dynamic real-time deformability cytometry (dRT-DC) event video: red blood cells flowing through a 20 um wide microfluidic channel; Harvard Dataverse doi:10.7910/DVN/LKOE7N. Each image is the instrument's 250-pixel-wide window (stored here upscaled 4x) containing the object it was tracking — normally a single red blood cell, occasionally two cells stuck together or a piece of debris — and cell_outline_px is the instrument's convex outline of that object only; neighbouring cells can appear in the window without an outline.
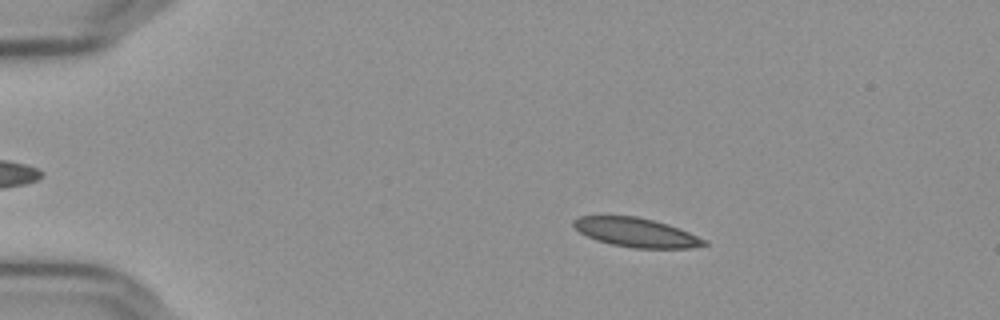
{"species": "Egyptian fruit bat (a non-hibernating species)", "species_latin": "Rousettus aegyptiacus", "temperature_condition": "cold", "stored_images_in_passage": 56, "camera_frame_rate_fps": 3000, "um_per_image_px": 0.085, "frame": {"image": 1, "passage_image": 10, "time_ms": 3.0, "image_size_px": [1000, 320], "cell_outline_px": [[708, 244], [692, 248], [632, 248], [612, 244], [596, 240], [580, 232], [572, 224], [572, 220], [580, 216], [636, 216], [668, 224], [680, 228], [708, 240]], "centroid_in_image_um": [54.11, 19.76], "position_along_channel_um": 30.9, "area_um2": 22.14}}
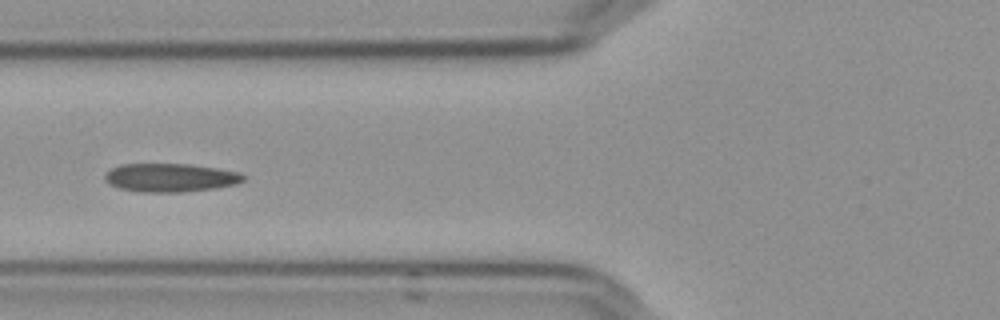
{"frame": {"image": 2, "passage_image": 22, "time_ms": 7.0, "image_size_px": [1000, 320], "cell_outline_px": [[244, 180], [236, 184], [216, 188], [180, 192], [136, 192], [120, 188], [108, 184], [104, 180], [104, 176], [112, 168], [120, 164], [188, 164], [216, 168], [240, 172], [244, 176]], "centroid_in_image_um": [14.46, 15.1], "position_along_channel_um": 111.3, "area_um2": 23.0}}
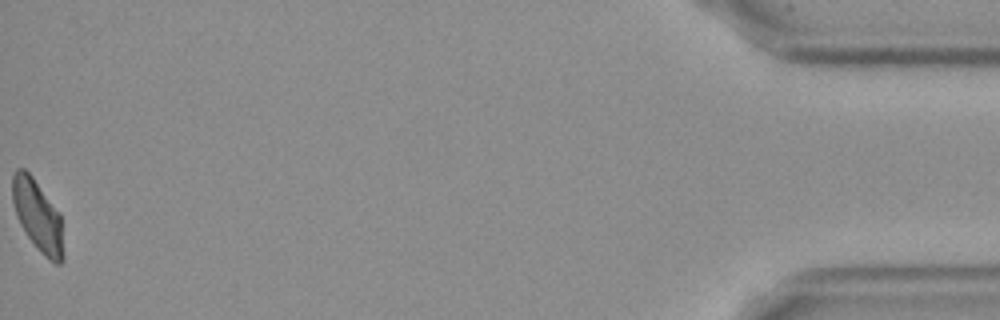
{"frame": {"image": 3, "passage_image": 56, "time_ms": 18.333, "image_size_px": [1000, 320], "cell_outline_px": [[64, 260], [60, 264], [56, 264], [48, 260], [36, 248], [20, 224], [16, 216], [12, 200], [12, 176], [16, 168], [24, 168], [32, 176], [60, 212], [64, 252]], "centroid_in_image_um": [3.22, 18.36], "position_along_channel_um": 432.0, "area_um2": 21.44}, "authors_computed_cell_mechanics": {"area_um2": 22.1085, "velocity_mm_per_s": 3.6261, "shape_relaxation_time_tau1_ms": null, "shape_relaxation_time_tau2_ms": 7.2708, "deformation_change_tau1": null, "deformation_change_tau2": 0.1217}}